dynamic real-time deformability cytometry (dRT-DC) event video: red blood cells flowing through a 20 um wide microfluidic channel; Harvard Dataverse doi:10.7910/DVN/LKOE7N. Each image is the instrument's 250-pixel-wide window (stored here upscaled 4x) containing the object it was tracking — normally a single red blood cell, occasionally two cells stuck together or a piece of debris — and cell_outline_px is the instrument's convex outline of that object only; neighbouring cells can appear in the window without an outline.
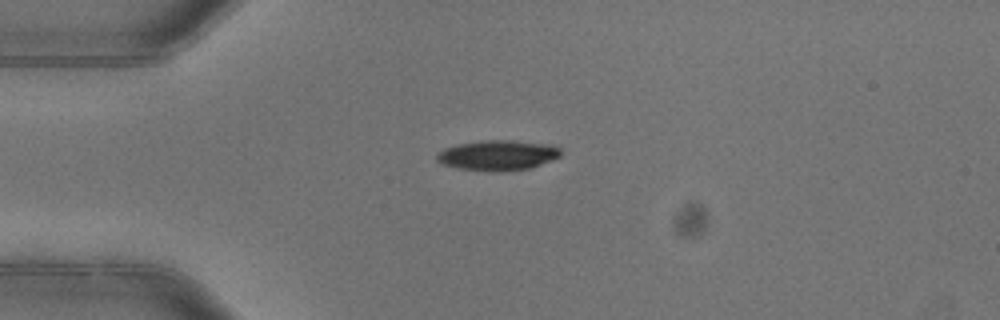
{"species": "common noctule bat (a hibernating species)", "species_latin": "Nyctalus noctula", "temperature_condition": "warm", "stored_images_in_passage": 5, "camera_frame_rate_fps": 3000, "um_per_image_px": 0.085, "animal": {"sex": "female"}, "frame": {"image": 1, "passage_image": 3, "time_ms": 0.667, "image_size_px": [1000, 320], "cell_outline_px": [[560, 156], [552, 160], [528, 168], [456, 168], [444, 164], [436, 160], [436, 156], [444, 148], [456, 144], [488, 140], [512, 140], [552, 144], [560, 148]], "centroid_in_image_um": [42.33, 13.13], "position_along_channel_um": 42.7, "area_um2": 20.69}}